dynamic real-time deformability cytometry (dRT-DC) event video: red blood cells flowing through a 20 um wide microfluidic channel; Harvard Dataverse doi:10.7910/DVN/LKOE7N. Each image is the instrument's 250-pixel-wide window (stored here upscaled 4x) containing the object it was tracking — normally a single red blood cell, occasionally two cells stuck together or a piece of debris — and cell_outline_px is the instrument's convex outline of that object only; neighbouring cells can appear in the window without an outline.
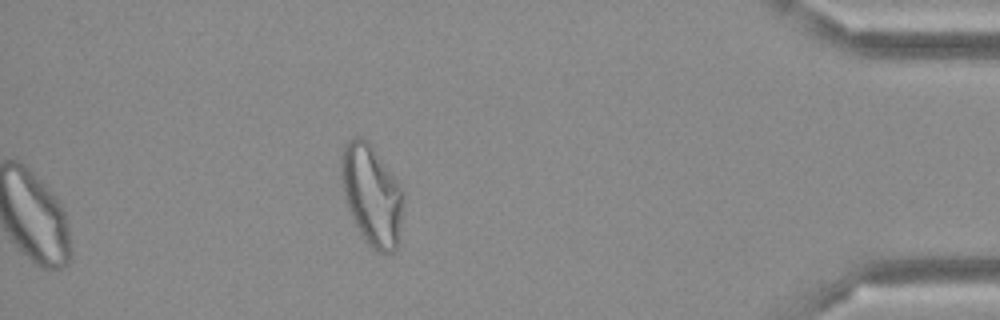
{"species": "Egyptian fruit bat (a non-hibernating species)", "species_latin": "Rousettus aegyptiacus", "temperature_condition": "cold", "stored_images_in_passage": 42, "camera_frame_rate_fps": 3000, "um_per_image_px": 0.085, "frame": {"image": 1, "passage_image": 42, "time_ms": 13.667, "image_size_px": [1000, 320], "cell_outline_px": [[404, 200], [400, 244], [392, 252], [376, 252], [364, 240], [348, 208], [344, 196], [340, 172], [340, 156], [344, 144], [352, 136], [360, 136], [372, 144], [400, 184], [404, 196]], "centroid_in_image_um": [31.61, 16.56], "position_along_channel_um": 403.6, "area_um2": 37.17}}